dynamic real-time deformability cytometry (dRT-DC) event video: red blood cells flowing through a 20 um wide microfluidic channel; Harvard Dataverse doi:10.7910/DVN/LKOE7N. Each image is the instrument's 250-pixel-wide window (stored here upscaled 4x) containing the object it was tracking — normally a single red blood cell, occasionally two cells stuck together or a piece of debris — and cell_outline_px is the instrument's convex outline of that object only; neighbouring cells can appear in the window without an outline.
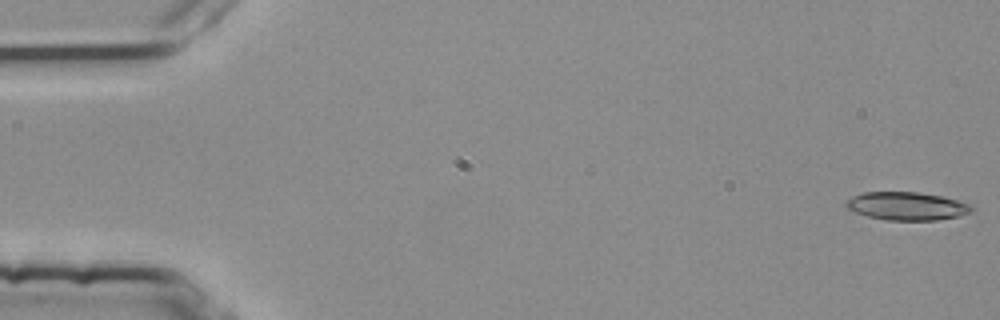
{"species": "common noctule bat (a hibernating species)", "species_latin": "Nyctalus noctula", "temperature_condition": "room temperature", "stored_images_in_passage": 4, "camera_frame_rate_fps": 3000, "um_per_image_px": 0.085, "animal": {"sex": "female", "body_mass_g": 25.1}, "frame": {"image": 1, "passage_image": 1, "time_ms": 0.0, "image_size_px": [1000, 320], "cell_outline_px": [[976, 208], [972, 212], [960, 216], [936, 220], [884, 220], [868, 216], [856, 212], [848, 208], [844, 204], [844, 200], [852, 196], [864, 192], [916, 192], [940, 196], [956, 200], [968, 204]], "centroid_in_image_um": [77.07, 17.52], "position_along_channel_um": 7.9, "area_um2": 20.58}}